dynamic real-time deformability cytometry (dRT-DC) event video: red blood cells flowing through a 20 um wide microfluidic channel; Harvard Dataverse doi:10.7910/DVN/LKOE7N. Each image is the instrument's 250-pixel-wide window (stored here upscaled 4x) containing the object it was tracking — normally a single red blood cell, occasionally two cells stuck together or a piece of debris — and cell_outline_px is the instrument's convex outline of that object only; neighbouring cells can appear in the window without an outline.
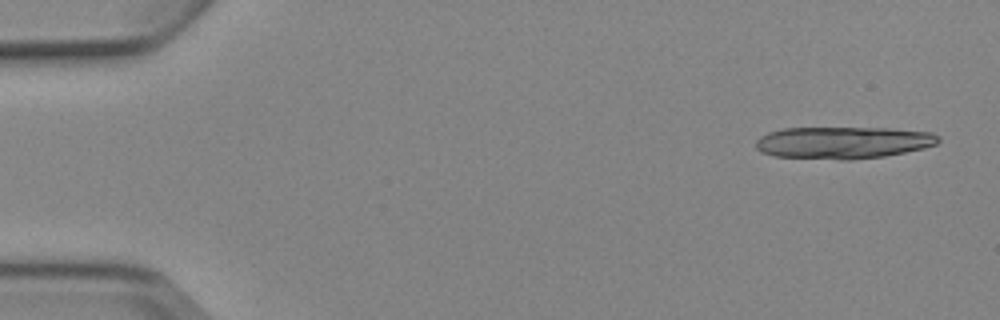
{"species": "Egyptian fruit bat (a non-hibernating species)", "species_latin": "Rousettus aegyptiacus", "temperature_condition": "cold", "stored_images_in_passage": 3, "camera_frame_rate_fps": 3000, "um_per_image_px": 0.085, "animal": {"sex": "female"}, "frame": {"image": 1, "passage_image": 1, "time_ms": 0.0, "image_size_px": [1000, 320], "cell_outline_px": [[940, 140], [936, 144], [924, 148], [884, 156], [848, 160], [840, 160], [772, 156], [760, 152], [756, 148], [756, 140], [760, 136], [768, 132], [784, 128], [888, 128], [932, 132], [940, 136]], "centroid_in_image_um": [71.64, 12.12], "position_along_channel_um": 13.4, "area_um2": 34.33}}